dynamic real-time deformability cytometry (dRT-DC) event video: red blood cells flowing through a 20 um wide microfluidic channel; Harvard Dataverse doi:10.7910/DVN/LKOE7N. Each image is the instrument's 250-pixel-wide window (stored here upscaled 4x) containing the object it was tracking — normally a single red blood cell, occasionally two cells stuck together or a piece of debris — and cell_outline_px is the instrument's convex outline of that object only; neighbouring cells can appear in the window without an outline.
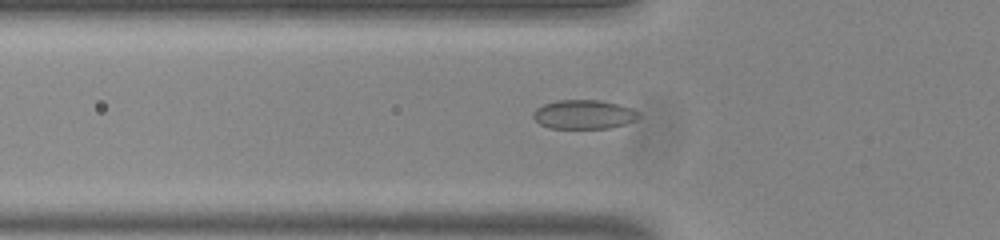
{"species": "common noctule bat (a hibernating species)", "species_latin": "Nyctalus noctula", "temperature_condition": "room temperature", "stored_images_in_passage": 44, "camera_frame_rate_fps": 3000, "um_per_image_px": 0.085, "animal": {"sex": "male", "body_mass_g": 20.0, "forearm_length_mm": 53.3}, "frame": {"image": 1, "passage_image": 8, "time_ms": 2.333, "image_size_px": [1000, 240], "cell_outline_px": [[640, 116], [636, 120], [624, 124], [608, 128], [548, 128], [540, 124], [532, 116], [532, 112], [536, 108], [544, 104], [556, 100], [600, 100], [632, 108], [640, 112]], "centroid_in_image_um": [49.61, 9.72], "position_along_channel_um": 76.2, "area_um2": 17.92}}
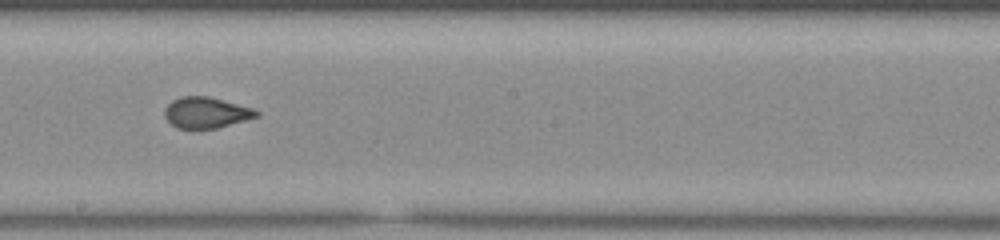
{"frame": {"image": 2, "passage_image": 20, "time_ms": 6.333, "image_size_px": [1000, 240], "cell_outline_px": [[260, 116], [216, 128], [176, 128], [164, 116], [164, 108], [172, 100], [180, 96], [208, 96], [252, 108], [260, 112]], "centroid_in_image_um": [17.51, 9.56], "position_along_channel_um": 230.7, "area_um2": 16.47}}
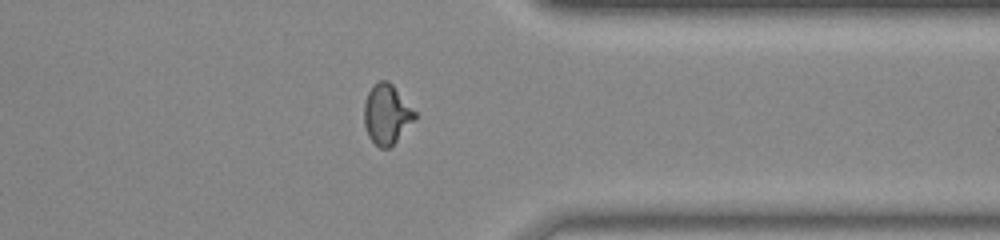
{"frame": {"image": 3, "passage_image": 32, "time_ms": 10.333, "image_size_px": [1000, 240], "cell_outline_px": [[416, 116], [396, 140], [388, 148], [380, 148], [368, 136], [364, 124], [364, 104], [368, 92], [380, 80], [388, 80], [392, 84], [416, 112]], "centroid_in_image_um": [32.84, 9.7], "position_along_channel_um": 378.6, "area_um2": 17.17}}